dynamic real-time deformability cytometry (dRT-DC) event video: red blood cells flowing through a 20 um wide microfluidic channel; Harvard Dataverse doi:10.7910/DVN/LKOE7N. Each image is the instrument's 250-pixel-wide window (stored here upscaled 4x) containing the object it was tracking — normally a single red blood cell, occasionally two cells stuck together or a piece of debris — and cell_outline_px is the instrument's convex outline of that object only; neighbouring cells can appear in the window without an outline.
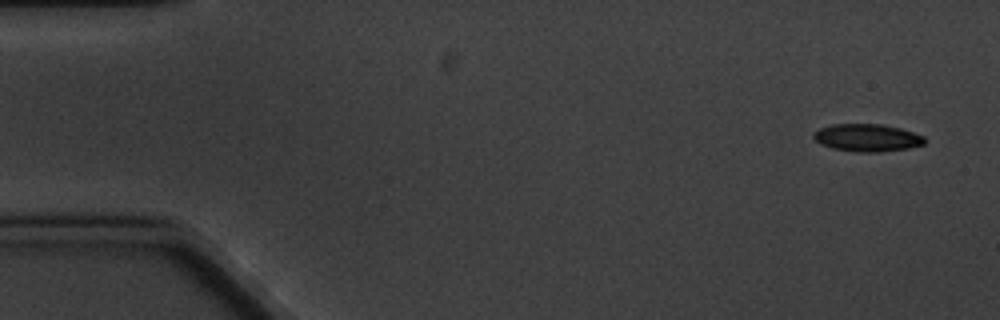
{"species": "common noctule bat (a hibernating species)", "species_latin": "Nyctalus noctula", "temperature_condition": "cold", "stored_images_in_passage": 4, "camera_frame_rate_fps": 3000, "um_per_image_px": 0.085, "animal": {"sex": "male", "body_mass_g": 20.1, "forearm_length_mm": 53.5}, "frame": {"image": 1, "passage_image": 1, "time_ms": 0.0, "image_size_px": [1000, 320], "cell_outline_px": [[928, 140], [924, 144], [908, 148], [876, 152], [856, 152], [832, 148], [820, 144], [812, 136], [820, 128], [832, 124], [880, 124], [900, 128], [924, 136]], "centroid_in_image_um": [73.72, 11.71], "position_along_channel_um": 11.3, "area_um2": 17.74}}
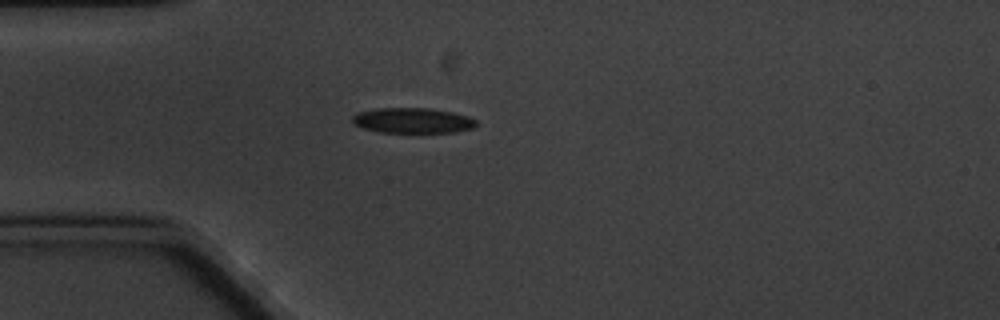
{"frame": {"image": 2, "passage_image": 4, "time_ms": 4.333, "image_size_px": [1000, 320], "cell_outline_px": [[476, 124], [472, 128], [452, 132], [380, 132], [364, 128], [356, 124], [352, 120], [352, 116], [356, 112], [376, 108], [432, 108], [452, 112], [468, 116], [476, 120]], "centroid_in_image_um": [35.06, 10.23], "position_along_channel_um": 49.9, "area_um2": 18.15}}